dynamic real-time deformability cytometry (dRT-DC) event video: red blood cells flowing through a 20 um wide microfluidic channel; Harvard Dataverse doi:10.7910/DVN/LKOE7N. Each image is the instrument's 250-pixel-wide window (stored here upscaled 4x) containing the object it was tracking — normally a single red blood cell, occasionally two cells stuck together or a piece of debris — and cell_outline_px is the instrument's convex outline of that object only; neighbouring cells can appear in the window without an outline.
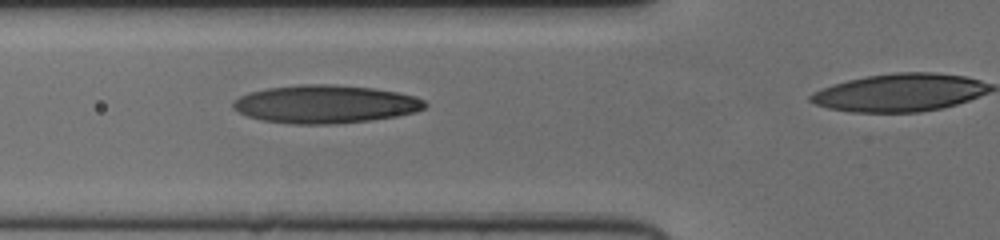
{"species": "human", "species_latin": "Homo sapiens", "temperature_condition": "cold", "stored_images_in_passage": 37, "camera_frame_rate_fps": 3000, "um_per_image_px": 0.085, "donor": {"sex": "female"}, "frame": {"image": 1, "passage_image": 14, "time_ms": 4.333, "image_size_px": [1000, 240], "cell_outline_px": [[428, 104], [424, 108], [416, 112], [396, 116], [372, 120], [336, 124], [292, 124], [260, 120], [248, 116], [232, 108], [232, 100], [248, 92], [268, 88], [300, 84], [336, 84], [372, 88], [396, 92], [416, 96], [424, 100]], "centroid_in_image_um": [27.64, 8.85], "position_along_channel_um": 98.2, "area_um2": 42.89}}
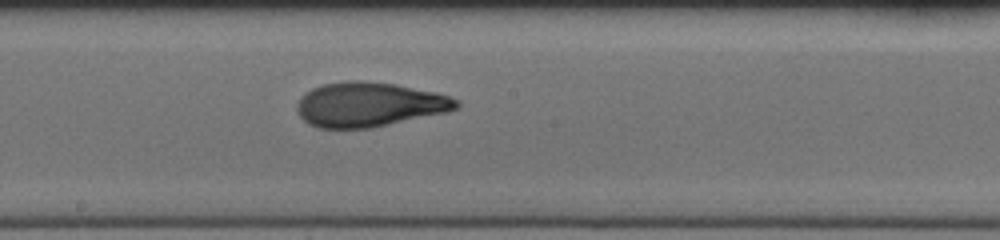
{"frame": {"image": 2, "passage_image": 23, "time_ms": 7.333, "image_size_px": [1000, 240], "cell_outline_px": [[460, 104], [456, 108], [448, 112], [372, 128], [320, 128], [308, 124], [300, 116], [296, 108], [300, 96], [304, 92], [320, 84], [344, 80], [360, 80], [396, 84], [436, 92], [448, 96], [456, 100]], "centroid_in_image_um": [31.35, 8.87], "position_along_channel_um": 216.9, "area_um2": 41.67}}
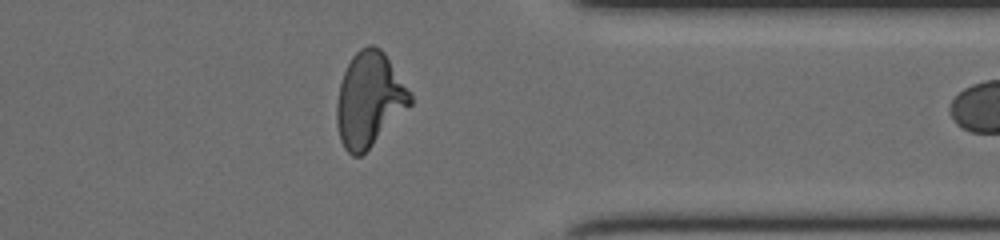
{"frame": {"image": 3, "passage_image": 36, "time_ms": 11.667, "image_size_px": [1000, 240], "cell_outline_px": [[412, 104], [360, 156], [352, 156], [344, 148], [340, 140], [336, 124], [336, 104], [340, 84], [344, 72], [352, 56], [360, 48], [368, 44], [372, 44], [380, 48], [384, 52], [412, 92]], "centroid_in_image_um": [31.39, 8.43], "position_along_channel_um": 380.0, "area_um2": 40.34}}